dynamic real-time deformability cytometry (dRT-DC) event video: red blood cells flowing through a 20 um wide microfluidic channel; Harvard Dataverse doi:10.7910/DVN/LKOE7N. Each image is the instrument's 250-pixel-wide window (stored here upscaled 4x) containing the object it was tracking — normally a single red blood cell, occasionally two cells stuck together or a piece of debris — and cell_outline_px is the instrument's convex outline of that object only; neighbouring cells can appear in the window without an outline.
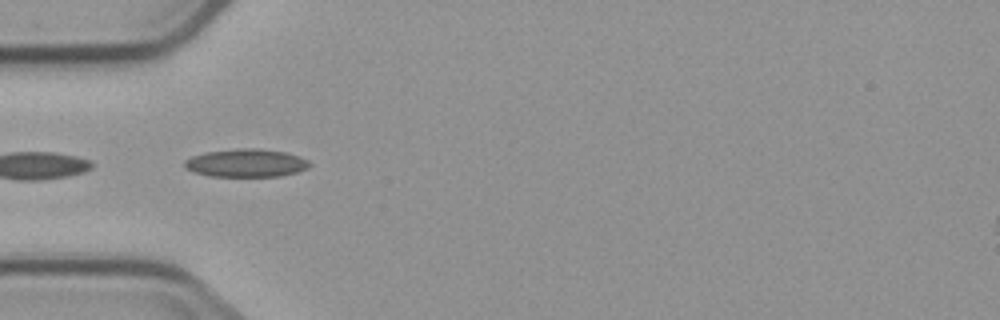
{"species": "common noctule bat (a hibernating species)", "species_latin": "Nyctalus noctula", "temperature_condition": "cold", "stored_images_in_passage": 8, "camera_frame_rate_fps": 3000, "um_per_image_px": 0.085, "animal": {"sex": "male", "body_mass_g": 23.1, "forearm_length_mm": 52.7}, "frame": {"image": 1, "passage_image": 4, "time_ms": 3.333, "image_size_px": [1000, 320], "cell_outline_px": [[312, 164], [308, 168], [296, 172], [280, 176], [208, 176], [192, 172], [184, 168], [184, 160], [192, 156], [204, 152], [236, 148], [260, 148], [288, 152], [300, 156], [308, 160]], "centroid_in_image_um": [20.91, 13.84], "position_along_channel_um": 64.1, "area_um2": 20.81}}
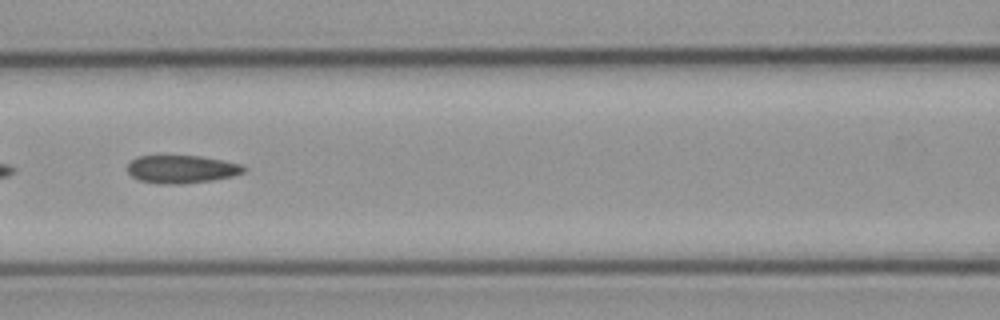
{"frame": {"image": 2, "passage_image": 6, "time_ms": 5.667, "image_size_px": [1000, 320], "cell_outline_px": [[248, 168], [244, 172], [232, 176], [212, 180], [180, 184], [160, 184], [140, 180], [132, 176], [128, 172], [128, 164], [136, 156], [200, 156], [240, 164]], "centroid_in_image_um": [15.43, 14.38], "position_along_channel_um": 151.2, "area_um2": 18.79}}
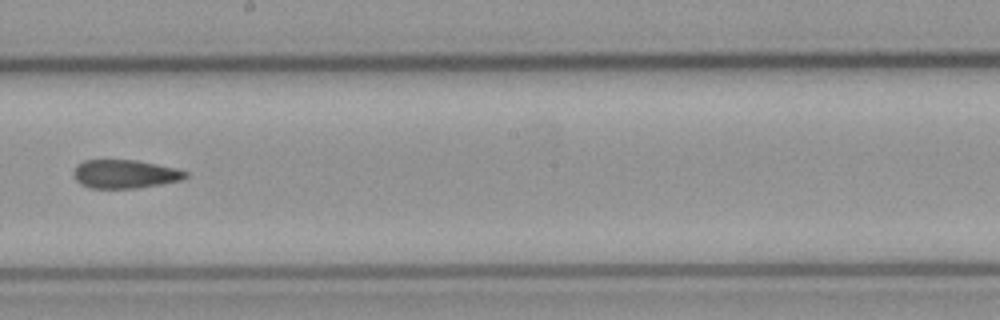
{"frame": {"image": 3, "passage_image": 8, "time_ms": 8.0, "image_size_px": [1000, 320], "cell_outline_px": [[188, 176], [180, 180], [160, 184], [136, 188], [92, 188], [80, 184], [72, 176], [72, 172], [84, 160], [136, 160], [176, 168], [188, 172]], "centroid_in_image_um": [10.61, 14.79], "position_along_channel_um": 237.6, "area_um2": 18.5}}